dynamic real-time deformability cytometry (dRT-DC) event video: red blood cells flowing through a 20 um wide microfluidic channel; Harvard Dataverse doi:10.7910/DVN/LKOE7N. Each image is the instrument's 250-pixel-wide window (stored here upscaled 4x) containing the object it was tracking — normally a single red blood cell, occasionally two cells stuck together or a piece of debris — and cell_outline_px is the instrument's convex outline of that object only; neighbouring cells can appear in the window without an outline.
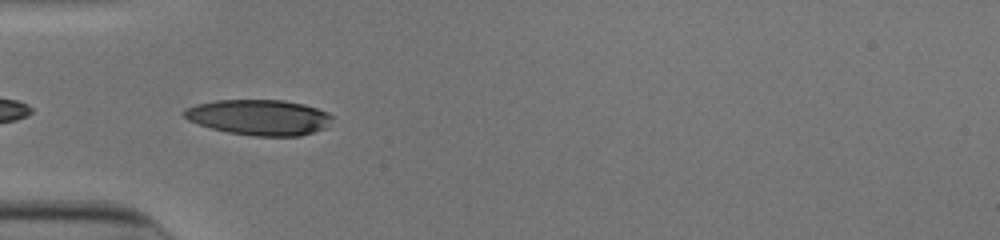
{"species": "human", "species_latin": "Homo sapiens", "temperature_condition": "cold", "stored_images_in_passage": 37, "camera_frame_rate_fps": 3000, "um_per_image_px": 0.085, "donor": {"sex": "male"}, "frame": {"image": 1, "passage_image": 2, "time_ms": 0.333, "image_size_px": [1000, 240], "cell_outline_px": [[336, 116], [324, 128], [300, 136], [256, 136], [228, 132], [212, 128], [188, 120], [184, 116], [184, 108], [196, 104], [216, 100], [284, 100], [304, 104], [328, 112]], "centroid_in_image_um": [22.05, 9.96], "position_along_channel_um": 62.9, "area_um2": 30.63}}
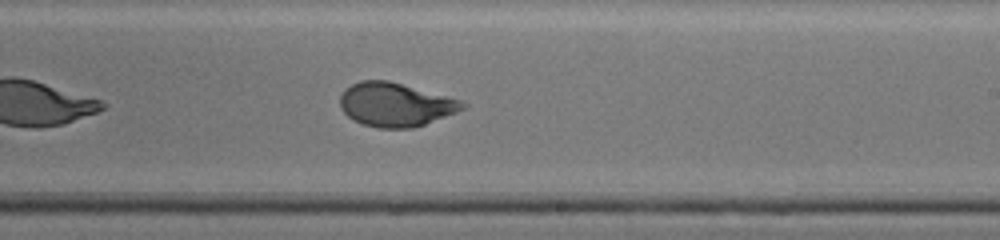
{"frame": {"image": 2, "passage_image": 17, "time_ms": 5.333, "image_size_px": [1000, 240], "cell_outline_px": [[468, 104], [464, 108], [456, 112], [424, 124], [412, 128], [376, 128], [364, 124], [348, 116], [340, 108], [340, 96], [344, 88], [360, 80], [388, 80], [460, 100]], "centroid_in_image_um": [33.57, 8.88], "position_along_channel_um": 255.4, "area_um2": 30.92}}
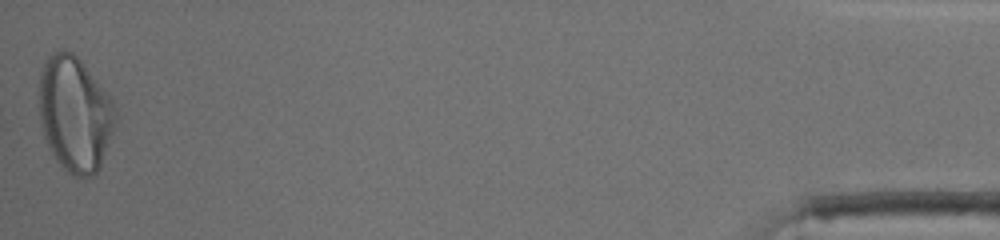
{"frame": {"image": 3, "passage_image": 37, "time_ms": 12.0, "image_size_px": [1000, 240], "cell_outline_px": [[116, 120], [100, 168], [92, 176], [84, 180], [72, 176], [56, 160], [44, 136], [40, 120], [36, 92], [40, 72], [48, 56], [64, 48], [72, 52], [80, 60], [112, 100], [116, 108]], "centroid_in_image_um": [6.33, 9.7], "position_along_channel_um": 428.9, "area_um2": 51.62}, "authors_computed_cell_mechanics": {"area_um2": 31.4432, "velocity_mm_per_s": 3.923, "shape_relaxation_time_tau1_ms": 4.1881, "shape_relaxation_time_tau2_ms": null, "deformation_change_tau1": 0.1791, "deformation_change_tau2": null}}